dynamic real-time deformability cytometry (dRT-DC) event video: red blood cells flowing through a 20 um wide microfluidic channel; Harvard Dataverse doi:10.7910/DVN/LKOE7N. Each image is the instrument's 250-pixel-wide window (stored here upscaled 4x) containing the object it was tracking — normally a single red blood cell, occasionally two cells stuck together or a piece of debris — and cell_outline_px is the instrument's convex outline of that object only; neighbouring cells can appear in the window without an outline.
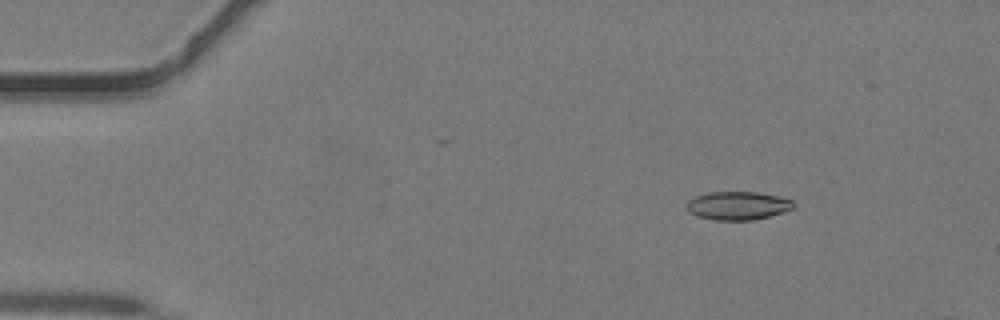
{"species": "common noctule bat (a hibernating species)", "species_latin": "Nyctalus noctula", "temperature_condition": "warm", "stored_images_in_passage": 38, "camera_frame_rate_fps": 3000, "um_per_image_px": 0.085, "animal": {"sex": "male", "body_mass_g": 19.2, "forearm_length_mm": 51.8}, "frame": {"image": 1, "passage_image": 3, "time_ms": 0.667, "image_size_px": [1000, 320], "cell_outline_px": [[796, 204], [792, 208], [784, 212], [752, 220], [716, 220], [700, 216], [688, 212], [688, 200], [696, 196], [708, 192], [760, 192], [780, 196], [792, 200]], "centroid_in_image_um": [62.75, 17.47], "position_along_channel_um": 22.2, "area_um2": 17.57}}
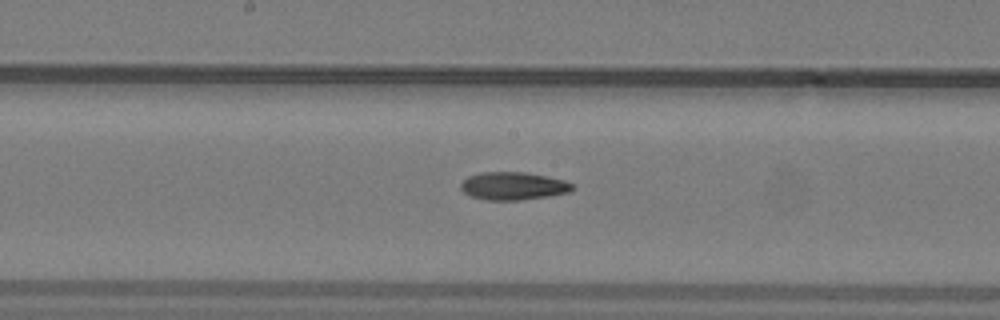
{"frame": {"image": 2, "passage_image": 20, "time_ms": 6.333, "image_size_px": [1000, 320], "cell_outline_px": [[576, 188], [568, 192], [548, 196], [520, 200], [484, 200], [472, 196], [464, 192], [460, 188], [460, 184], [468, 176], [480, 172], [524, 172], [548, 176], [564, 180], [572, 184]], "centroid_in_image_um": [43.62, 15.8], "position_along_channel_um": 204.6, "area_um2": 18.15}}
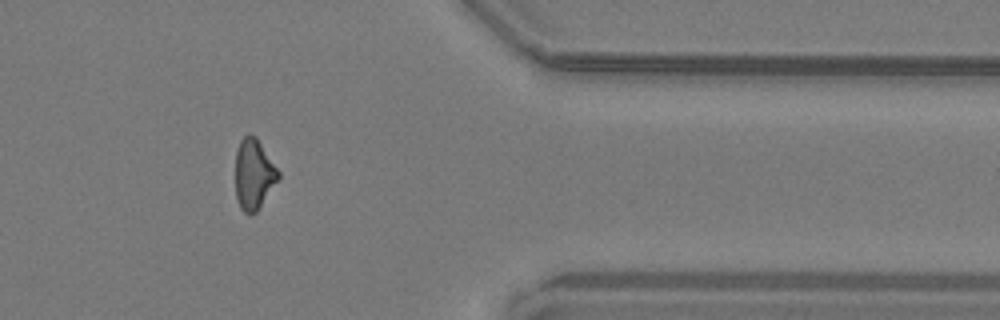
{"frame": {"image": 3, "passage_image": 33, "time_ms": 10.667, "image_size_px": [1000, 320], "cell_outline_px": [[280, 176], [256, 212], [248, 216], [240, 208], [236, 196], [236, 148], [240, 140], [248, 132], [256, 136], [280, 172]], "centroid_in_image_um": [21.55, 14.78], "position_along_channel_um": 389.8, "area_um2": 17.63}}